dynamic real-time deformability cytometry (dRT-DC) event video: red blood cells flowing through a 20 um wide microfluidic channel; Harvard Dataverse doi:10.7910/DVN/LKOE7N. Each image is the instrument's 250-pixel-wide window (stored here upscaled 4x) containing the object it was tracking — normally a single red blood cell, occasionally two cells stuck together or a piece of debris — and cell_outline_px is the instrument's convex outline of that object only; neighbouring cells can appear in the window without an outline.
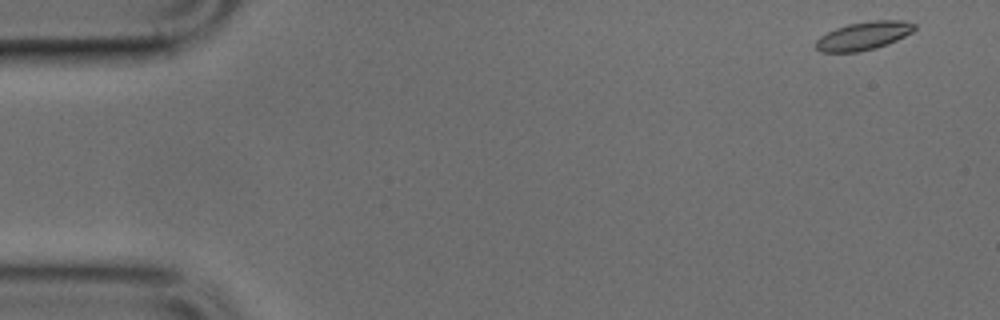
{"species": "common noctule bat (a hibernating species)", "species_latin": "Nyctalus noctula", "temperature_condition": "cold", "stored_images_in_passage": 6, "camera_frame_rate_fps": 3000, "um_per_image_px": 0.085, "animal": {"sex": "male", "body_mass_g": 17.9, "forearm_length_mm": 54.2}, "frame": {"image": 1, "passage_image": 1, "time_ms": 0.0, "image_size_px": [1000, 320], "cell_outline_px": [[916, 28], [912, 32], [888, 44], [876, 48], [860, 52], [820, 52], [816, 48], [816, 40], [820, 36], [836, 28], [848, 24], [872, 20], [904, 20], [916, 24]], "centroid_in_image_um": [73.42, 3.04], "position_along_channel_um": 11.6, "area_um2": 16.3}}